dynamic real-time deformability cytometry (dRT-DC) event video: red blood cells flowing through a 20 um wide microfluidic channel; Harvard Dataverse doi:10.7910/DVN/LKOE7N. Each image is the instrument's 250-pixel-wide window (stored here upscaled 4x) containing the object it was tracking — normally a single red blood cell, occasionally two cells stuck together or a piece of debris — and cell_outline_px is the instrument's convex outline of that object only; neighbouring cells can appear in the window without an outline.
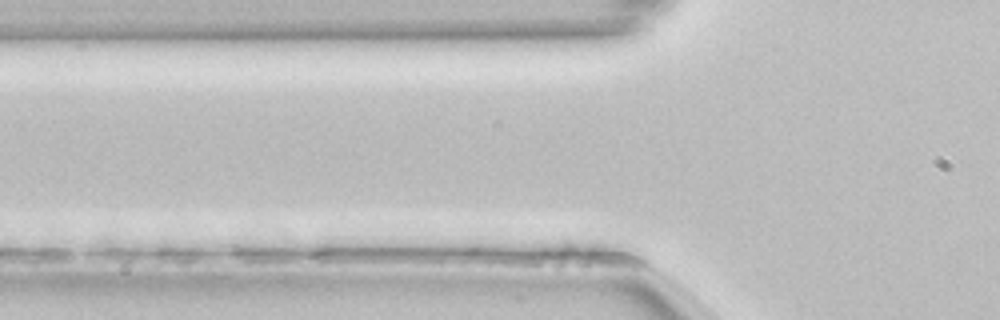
{"species": "common noctule bat (a hibernating species)", "species_latin": "Nyctalus noctula", "temperature_condition": "room temperature", "stored_images_in_passage": 5, "camera_frame_rate_fps": 3000, "um_per_image_px": 0.085, "animal": {"sex": "female", "body_mass_g": 22.7, "forearm_length_mm": 54.2}, "frame": {"image": 1, "passage_image": 5, "time_ms": 1.333, "image_size_px": [1000, 320], "cell_outline_px": [[640, 264], [532, 264], [512, 256], [532, 248], [568, 244], [616, 244], [636, 260]], "centroid_in_image_um": [49.08, 21.66], "position_along_channel_um": 76.7, "area_um2": 14.57}}